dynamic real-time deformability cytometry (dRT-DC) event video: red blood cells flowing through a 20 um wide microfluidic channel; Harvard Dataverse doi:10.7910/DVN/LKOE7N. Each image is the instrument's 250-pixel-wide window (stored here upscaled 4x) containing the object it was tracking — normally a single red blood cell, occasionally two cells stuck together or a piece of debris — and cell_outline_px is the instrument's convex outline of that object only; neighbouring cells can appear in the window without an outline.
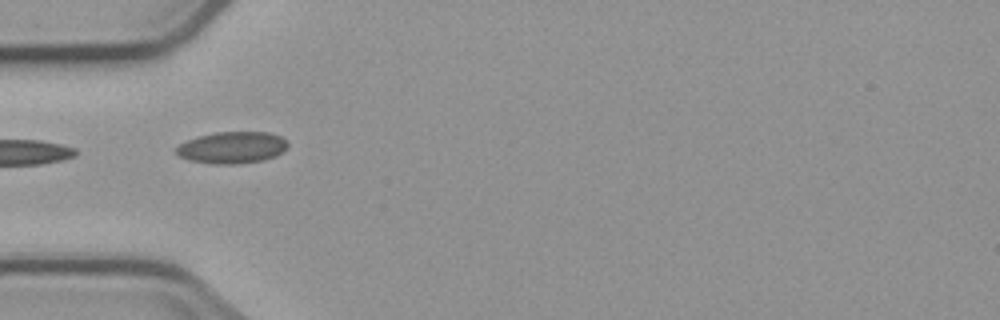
{"species": "common noctule bat (a hibernating species)", "species_latin": "Nyctalus noctula", "temperature_condition": "cold", "stored_images_in_passage": 1, "camera_frame_rate_fps": 3000, "um_per_image_px": 0.085, "animal": {"sex": "male", "body_mass_g": 23.1, "forearm_length_mm": 52.7}, "frame": {"image": 1, "passage_image": 1, "time_ms": 0.0, "image_size_px": [1000, 320], "cell_outline_px": [[288, 148], [284, 152], [276, 156], [264, 160], [240, 164], [212, 164], [188, 160], [180, 156], [176, 152], [176, 148], [180, 144], [188, 140], [200, 136], [216, 132], [268, 132], [280, 136], [288, 144]], "centroid_in_image_um": [19.76, 12.55], "position_along_channel_um": 65.2, "area_um2": 20.69}}